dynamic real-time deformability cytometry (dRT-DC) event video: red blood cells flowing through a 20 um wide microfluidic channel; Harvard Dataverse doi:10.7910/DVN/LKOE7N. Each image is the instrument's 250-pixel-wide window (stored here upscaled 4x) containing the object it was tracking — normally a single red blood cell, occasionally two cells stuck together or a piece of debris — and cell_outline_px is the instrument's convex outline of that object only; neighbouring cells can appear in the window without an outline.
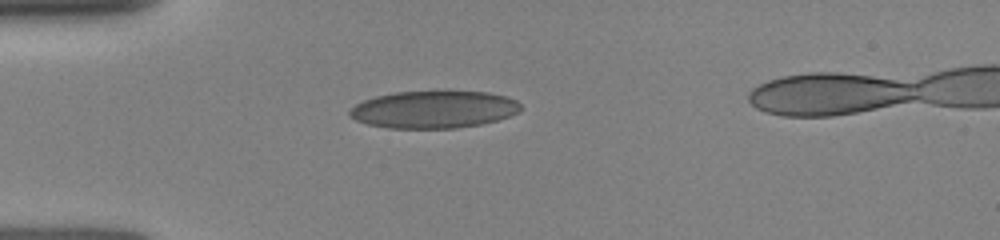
{"species": "human", "species_latin": "Homo sapiens", "temperature_condition": "room temperature", "stored_images_in_passage": 35, "camera_frame_rate_fps": 3000, "um_per_image_px": 0.085, "donor": {"sex": "female"}, "frame": {"image": 1, "passage_image": 1, "time_ms": 0.0, "image_size_px": [1000, 240], "cell_outline_px": [[520, 112], [496, 120], [480, 124], [456, 128], [388, 128], [368, 124], [356, 120], [348, 116], [348, 112], [356, 104], [364, 100], [376, 96], [396, 92], [448, 88], [488, 92], [508, 96], [516, 100], [520, 104]], "centroid_in_image_um": [36.9, 9.25], "position_along_channel_um": 48.1, "area_um2": 38.32}}
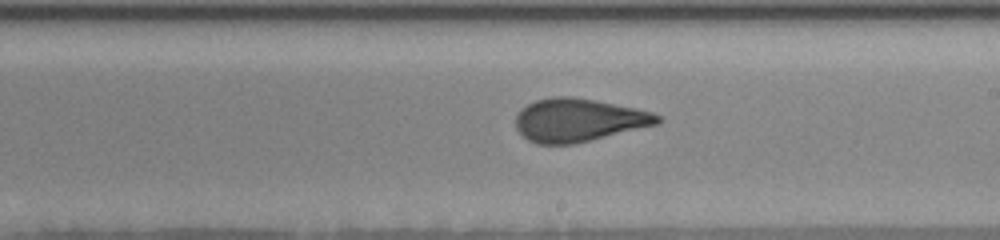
{"frame": {"image": 2, "passage_image": 15, "time_ms": 5.0, "image_size_px": [1000, 240], "cell_outline_px": [[664, 120], [656, 124], [572, 144], [536, 144], [528, 140], [516, 128], [516, 116], [520, 108], [536, 100], [552, 96], [572, 96], [652, 112], [660, 116]], "centroid_in_image_um": [49.11, 10.2], "position_along_channel_um": 239.9, "area_um2": 35.08}}
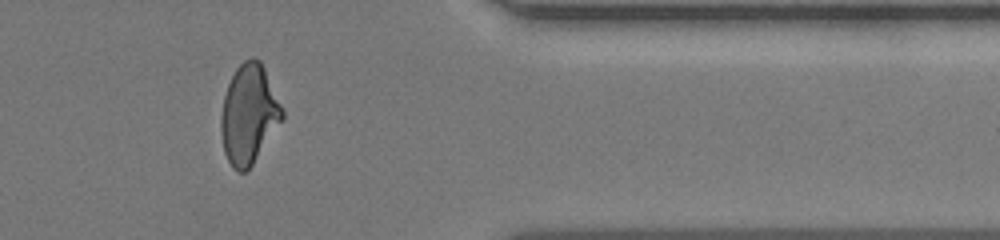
{"frame": {"image": 3, "passage_image": 25, "time_ms": 9.0, "image_size_px": [1000, 240], "cell_outline_px": [[284, 120], [252, 164], [244, 172], [240, 172], [232, 168], [224, 152], [220, 128], [220, 120], [224, 96], [228, 84], [236, 68], [244, 60], [252, 56], [260, 60], [264, 68], [284, 112]], "centroid_in_image_um": [21.15, 9.71], "position_along_channel_um": 390.2, "area_um2": 35.26}}